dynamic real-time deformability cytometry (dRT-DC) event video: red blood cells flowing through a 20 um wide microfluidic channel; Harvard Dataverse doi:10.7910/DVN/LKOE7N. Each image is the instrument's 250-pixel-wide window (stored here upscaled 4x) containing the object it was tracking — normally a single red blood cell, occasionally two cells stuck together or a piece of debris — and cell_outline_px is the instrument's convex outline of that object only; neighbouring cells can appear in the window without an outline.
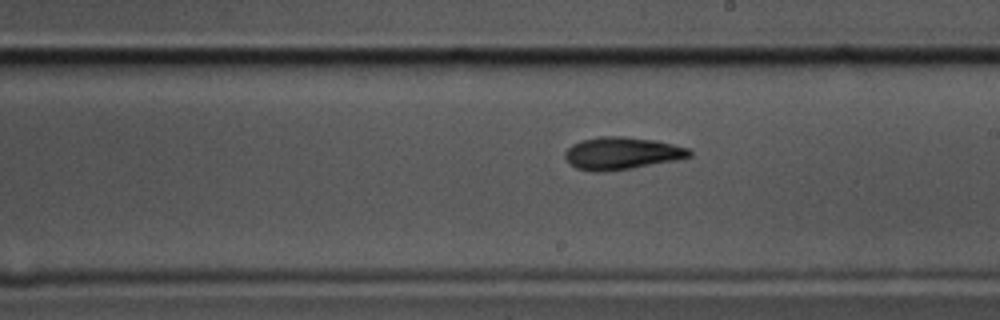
{"species": "common noctule bat (a hibernating species)", "species_latin": "Nyctalus noctula", "temperature_condition": "cold", "stored_images_in_passage": 49, "camera_frame_rate_fps": 3000, "um_per_image_px": 0.085, "animal": {"sex": "male", "body_mass_g": 17.5, "forearm_length_mm": 52.3}, "frame": {"image": 1, "passage_image": 24, "time_ms": 7.667, "image_size_px": [1000, 320], "cell_outline_px": [[692, 156], [676, 160], [632, 168], [604, 172], [592, 172], [576, 168], [568, 164], [564, 156], [564, 152], [572, 144], [580, 140], [600, 136], [624, 136], [656, 140], [688, 148], [692, 152]], "centroid_in_image_um": [52.81, 13.03], "position_along_channel_um": 236.2, "area_um2": 23.76}}
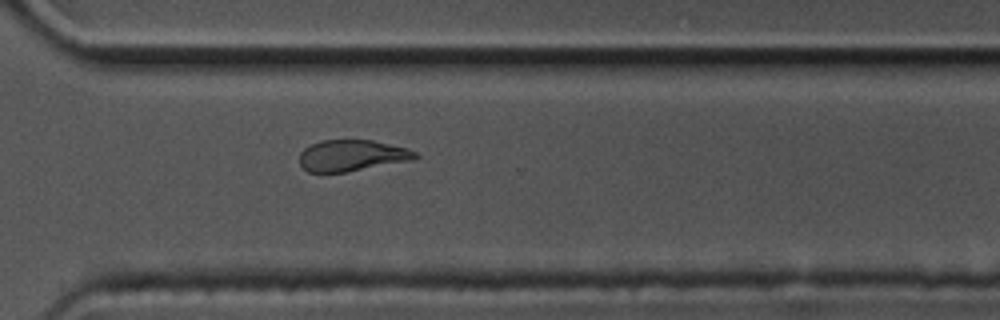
{"frame": {"image": 2, "passage_image": 33, "time_ms": 10.667, "image_size_px": [1000, 320], "cell_outline_px": [[420, 156], [416, 160], [344, 172], [308, 172], [300, 164], [300, 152], [304, 148], [320, 140], [372, 140], [408, 148], [416, 152]], "centroid_in_image_um": [29.95, 13.22], "position_along_channel_um": 340.6, "area_um2": 21.21}}
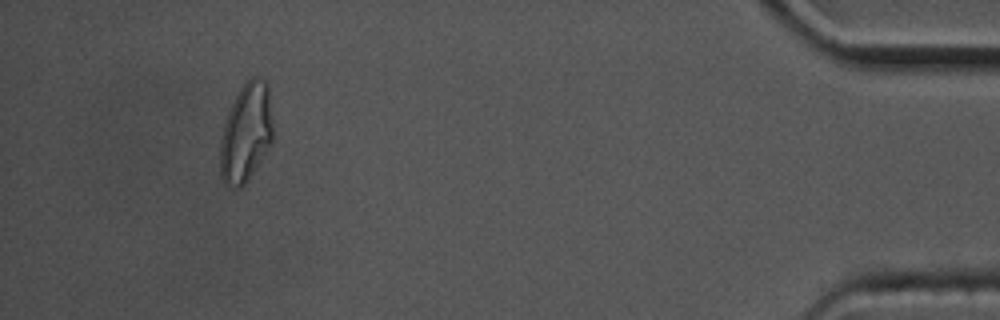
{"frame": {"image": 3, "passage_image": 45, "time_ms": 14.667, "image_size_px": [1000, 320], "cell_outline_px": [[272, 140], [268, 148], [248, 180], [240, 188], [236, 188], [224, 180], [220, 176], [220, 140], [224, 124], [228, 112], [240, 88], [252, 76], [256, 76], [264, 80], [268, 84], [272, 116]], "centroid_in_image_um": [20.92, 11.26], "position_along_channel_um": 414.3, "area_um2": 30.06}, "authors_computed_cell_mechanics": {"area_um2": 23.12, "velocity_mm_per_s": 3.4855, "shape_relaxation_time_tau1_ms": 4.2435, "shape_relaxation_time_tau2_ms": 7.6297, "deformation_change_tau1": 0.1664, "deformation_change_tau2": 0.176}}